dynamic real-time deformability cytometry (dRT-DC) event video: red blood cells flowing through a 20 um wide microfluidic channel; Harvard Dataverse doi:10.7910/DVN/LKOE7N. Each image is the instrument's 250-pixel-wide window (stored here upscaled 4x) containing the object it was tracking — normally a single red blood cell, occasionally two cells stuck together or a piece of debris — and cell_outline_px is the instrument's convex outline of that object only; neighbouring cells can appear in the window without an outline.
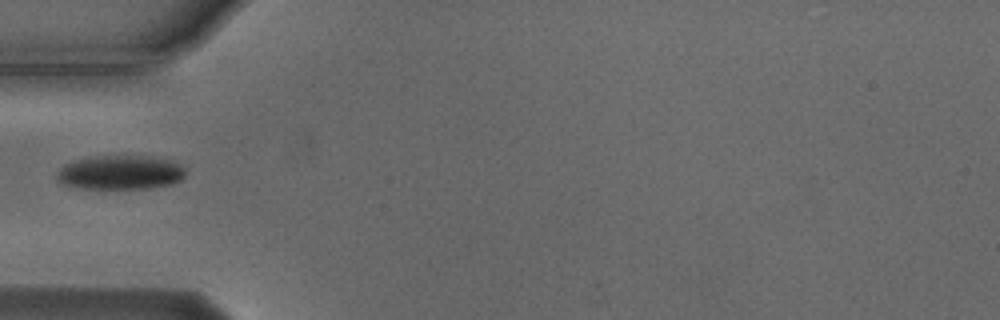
{"species": "Egyptian fruit bat (a non-hibernating species)", "species_latin": "Rousettus aegyptiacus", "temperature_condition": "cold", "stored_images_in_passage": 3, "camera_frame_rate_fps": 3000, "um_per_image_px": 0.085, "animal": {"sex": "male"}, "frame": {"image": 1, "passage_image": 1, "time_ms": 0.0, "image_size_px": [1000, 320], "cell_outline_px": [[184, 176], [180, 180], [172, 184], [148, 188], [80, 188], [64, 184], [56, 180], [56, 176], [60, 168], [64, 164], [72, 160], [96, 156], [144, 156], [172, 160], [180, 164], [184, 168]], "centroid_in_image_um": [10.21, 14.65], "position_along_channel_um": 74.8, "area_um2": 25.55}}